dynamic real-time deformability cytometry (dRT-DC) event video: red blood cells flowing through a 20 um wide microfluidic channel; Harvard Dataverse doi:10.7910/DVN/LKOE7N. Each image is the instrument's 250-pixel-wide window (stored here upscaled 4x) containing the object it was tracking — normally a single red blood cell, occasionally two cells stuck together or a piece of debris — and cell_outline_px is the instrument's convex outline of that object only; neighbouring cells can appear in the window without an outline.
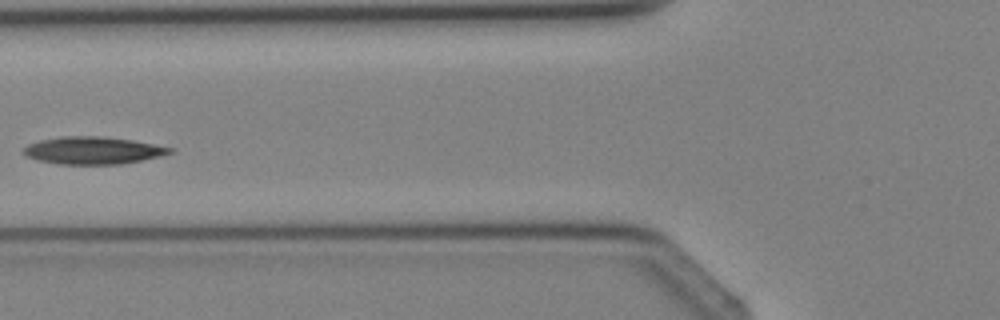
{"species": "Egyptian fruit bat (a non-hibernating species)", "species_latin": "Rousettus aegyptiacus", "temperature_condition": "cold", "stored_images_in_passage": 5, "camera_frame_rate_fps": 3000, "um_per_image_px": 0.085, "animal": {"sex": "female"}, "frame": {"image": 1, "passage_image": 5, "time_ms": 4.667, "image_size_px": [1000, 320], "cell_outline_px": [[176, 152], [160, 156], [120, 164], [60, 164], [40, 160], [24, 156], [24, 148], [28, 144], [40, 140], [60, 136], [100, 136], [132, 140], [176, 148]], "centroid_in_image_um": [7.94, 12.78], "position_along_channel_um": 117.9, "area_um2": 23.35}}